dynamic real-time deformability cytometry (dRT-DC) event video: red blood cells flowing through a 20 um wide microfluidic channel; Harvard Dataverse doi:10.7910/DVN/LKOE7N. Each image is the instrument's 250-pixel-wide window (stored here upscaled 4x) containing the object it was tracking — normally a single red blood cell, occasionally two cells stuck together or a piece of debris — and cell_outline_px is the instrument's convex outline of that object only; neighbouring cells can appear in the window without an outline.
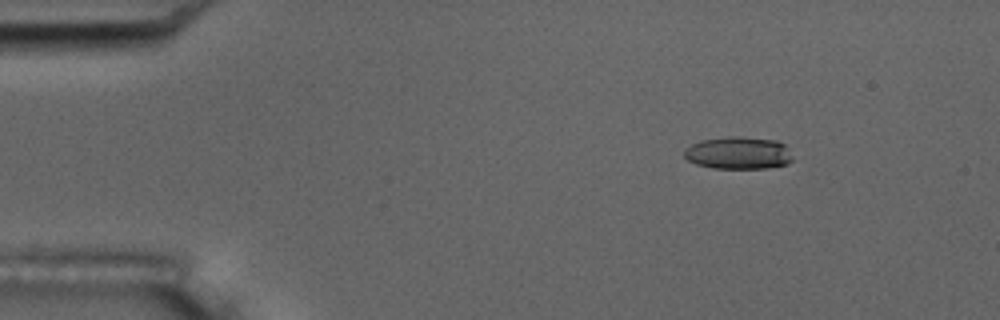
{"species": "common noctule bat (a hibernating species)", "species_latin": "Nyctalus noctula", "temperature_condition": "room temperature", "stored_images_in_passage": 49, "camera_frame_rate_fps": 3000, "um_per_image_px": 0.085, "animal": {"sex": "male", "body_mass_g": 17.5, "forearm_length_mm": 52.3}, "frame": {"image": 1, "passage_image": 1, "time_ms": 0.0, "image_size_px": [1000, 320], "cell_outline_px": [[792, 160], [788, 164], [768, 168], [712, 168], [696, 164], [688, 160], [684, 156], [684, 148], [700, 140], [728, 136], [740, 136], [776, 140], [784, 144], [792, 156]], "centroid_in_image_um": [62.75, 13.0], "position_along_channel_um": 22.3, "area_um2": 20.63}}
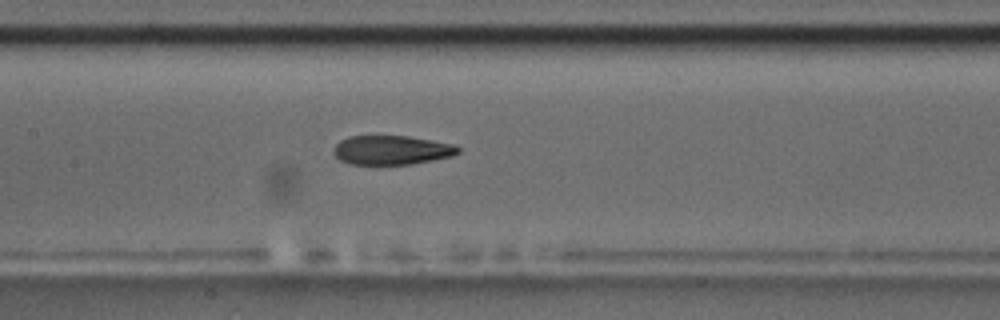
{"frame": {"image": 2, "passage_image": 20, "time_ms": 6.333, "image_size_px": [1000, 320], "cell_outline_px": [[460, 152], [452, 156], [412, 164], [352, 164], [340, 160], [332, 152], [336, 144], [340, 140], [348, 136], [408, 136], [432, 140], [452, 144], [460, 148]], "centroid_in_image_um": [33.28, 12.75], "position_along_channel_um": 174.1, "area_um2": 21.1}}
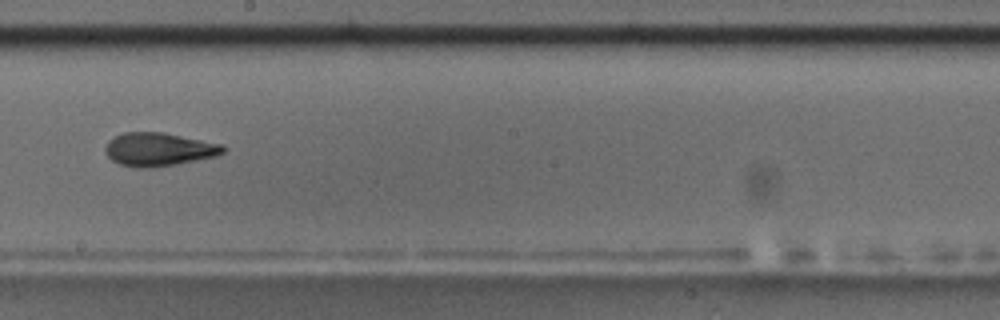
{"frame": {"image": 3, "passage_image": 25, "time_ms": 8.0, "image_size_px": [1000, 320], "cell_outline_px": [[224, 152], [216, 156], [176, 164], [152, 168], [136, 168], [120, 164], [112, 160], [108, 156], [104, 148], [108, 140], [124, 132], [164, 132], [224, 144]], "centroid_in_image_um": [13.49, 12.69], "position_along_channel_um": 234.7, "area_um2": 23.0}, "authors_computed_cell_mechanics": {"area_um2": 22.4264, "velocity_mm_per_s": 3.6514, "shape_relaxation_time_tau1_ms": 7.8711, "shape_relaxation_time_tau2_ms": 2.9892, "deformation_change_tau1": 0.213, "deformation_change_tau2": 0.1065}}